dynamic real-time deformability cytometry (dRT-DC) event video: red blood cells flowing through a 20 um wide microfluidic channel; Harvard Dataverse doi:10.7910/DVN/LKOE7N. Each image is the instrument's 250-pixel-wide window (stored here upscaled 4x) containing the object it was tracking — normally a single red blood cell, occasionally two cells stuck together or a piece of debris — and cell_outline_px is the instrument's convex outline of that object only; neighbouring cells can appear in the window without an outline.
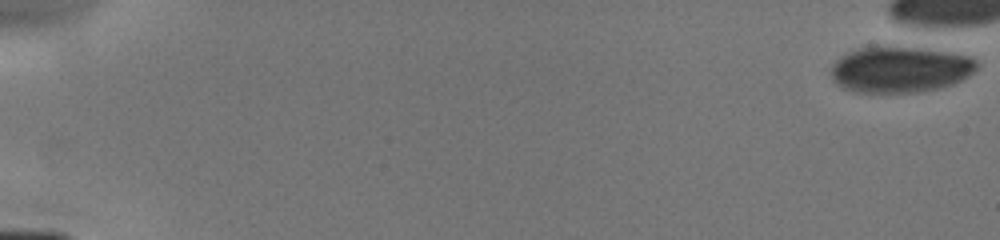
{"species": "human", "species_latin": "Homo sapiens", "temperature_condition": "cold", "stored_images_in_passage": 2, "camera_frame_rate_fps": 3000, "um_per_image_px": 0.085, "donor": {"sex": "male"}, "frame": {"image": 1, "passage_image": 1, "time_ms": 0.0, "image_size_px": [1000, 240], "cell_outline_px": [[980, 64], [968, 76], [952, 84], [940, 88], [916, 92], [856, 92], [844, 88], [836, 84], [832, 80], [832, 64], [840, 56], [848, 52], [860, 48], [904, 48], [940, 52], [964, 56], [976, 60]], "centroid_in_image_um": [76.45, 5.95], "position_along_channel_um": 8.5, "area_um2": 38.03}}